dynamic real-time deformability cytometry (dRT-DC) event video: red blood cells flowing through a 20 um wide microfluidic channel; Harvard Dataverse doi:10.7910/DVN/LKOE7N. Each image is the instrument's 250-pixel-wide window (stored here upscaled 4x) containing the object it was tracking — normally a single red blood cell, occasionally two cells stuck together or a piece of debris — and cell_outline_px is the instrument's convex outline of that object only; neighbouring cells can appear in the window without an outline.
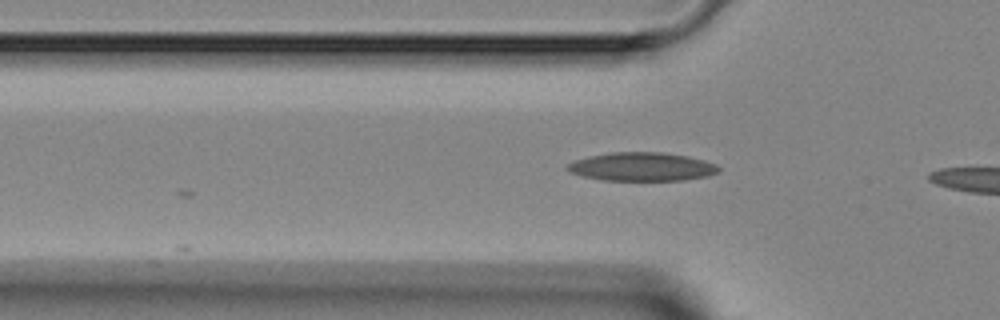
{"species": "Egyptian fruit bat (a non-hibernating species)", "species_latin": "Rousettus aegyptiacus", "temperature_condition": "room temperature", "stored_images_in_passage": 5, "camera_frame_rate_fps": 3000, "um_per_image_px": 0.085, "animal": {"sex": "female"}, "frame": {"image": 1, "passage_image": 2, "time_ms": 1.333, "image_size_px": [1000, 320], "cell_outline_px": [[720, 172], [708, 176], [684, 180], [604, 180], [584, 176], [572, 172], [564, 168], [568, 164], [576, 160], [592, 156], [612, 152], [660, 152], [688, 156], [704, 160], [716, 164], [720, 168]], "centroid_in_image_um": [54.62, 14.17], "position_along_channel_um": 71.2, "area_um2": 24.97}}